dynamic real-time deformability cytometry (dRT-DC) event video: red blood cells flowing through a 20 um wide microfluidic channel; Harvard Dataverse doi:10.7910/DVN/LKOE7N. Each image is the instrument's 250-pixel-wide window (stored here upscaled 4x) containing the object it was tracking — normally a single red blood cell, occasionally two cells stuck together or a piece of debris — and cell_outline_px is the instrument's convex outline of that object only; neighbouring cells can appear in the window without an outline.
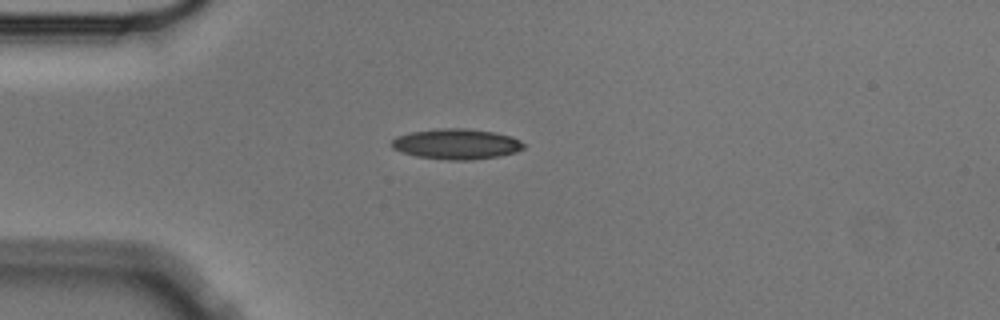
{"species": "Egyptian fruit bat (a non-hibernating species)", "species_latin": "Rousettus aegyptiacus", "temperature_condition": "cold", "stored_images_in_passage": 3, "camera_frame_rate_fps": 3000, "um_per_image_px": 0.085, "animal": {"sex": "male"}, "frame": {"image": 1, "passage_image": 1, "time_ms": 0.0, "image_size_px": [1000, 320], "cell_outline_px": [[528, 144], [524, 148], [516, 152], [500, 156], [468, 160], [448, 160], [416, 156], [392, 148], [392, 140], [396, 136], [412, 132], [436, 128], [468, 128], [496, 132], [512, 136]], "centroid_in_image_um": [38.86, 12.23], "position_along_channel_um": 46.1, "area_um2": 23.64}}
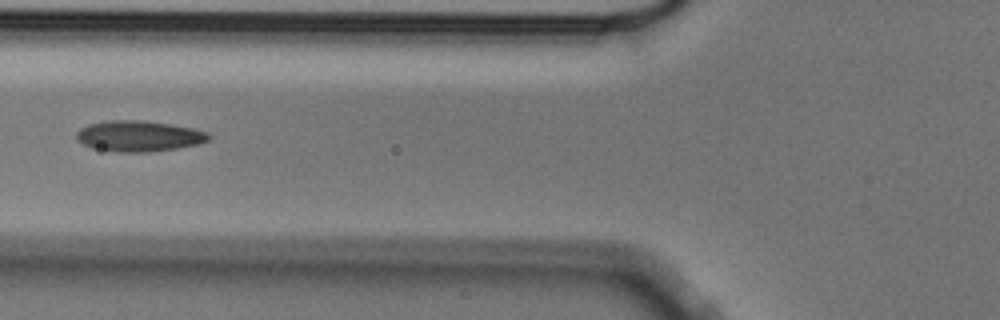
{"frame": {"image": 2, "passage_image": 3, "time_ms": 0.667, "image_size_px": [1000, 320], "cell_outline_px": [[212, 136], [208, 140], [196, 144], [176, 148], [148, 152], [116, 152], [92, 148], [76, 140], [76, 132], [80, 128], [88, 124], [108, 120], [144, 120], [192, 128], [208, 132]], "centroid_in_image_um": [11.76, 11.56], "position_along_channel_um": 114.0, "area_um2": 23.76}}